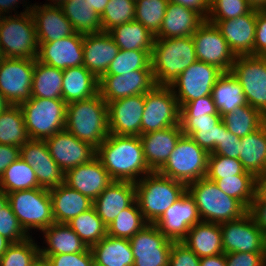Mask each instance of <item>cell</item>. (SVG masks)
<instances>
[{"label":"cell","instance_id":"obj_34","mask_svg":"<svg viewBox=\"0 0 266 266\" xmlns=\"http://www.w3.org/2000/svg\"><path fill=\"white\" fill-rule=\"evenodd\" d=\"M94 266H133L130 241L106 235L91 248Z\"/></svg>","mask_w":266,"mask_h":266},{"label":"cell","instance_id":"obj_63","mask_svg":"<svg viewBox=\"0 0 266 266\" xmlns=\"http://www.w3.org/2000/svg\"><path fill=\"white\" fill-rule=\"evenodd\" d=\"M253 201L266 202V170L255 176V198Z\"/></svg>","mask_w":266,"mask_h":266},{"label":"cell","instance_id":"obj_45","mask_svg":"<svg viewBox=\"0 0 266 266\" xmlns=\"http://www.w3.org/2000/svg\"><path fill=\"white\" fill-rule=\"evenodd\" d=\"M147 224L135 200L107 226V235L129 240Z\"/></svg>","mask_w":266,"mask_h":266},{"label":"cell","instance_id":"obj_29","mask_svg":"<svg viewBox=\"0 0 266 266\" xmlns=\"http://www.w3.org/2000/svg\"><path fill=\"white\" fill-rule=\"evenodd\" d=\"M52 214L55 223L67 224L70 220L93 207V201L65 183L50 189Z\"/></svg>","mask_w":266,"mask_h":266},{"label":"cell","instance_id":"obj_9","mask_svg":"<svg viewBox=\"0 0 266 266\" xmlns=\"http://www.w3.org/2000/svg\"><path fill=\"white\" fill-rule=\"evenodd\" d=\"M7 195L13 213L27 233L31 229L42 231L55 223L49 190L33 188L7 193Z\"/></svg>","mask_w":266,"mask_h":266},{"label":"cell","instance_id":"obj_1","mask_svg":"<svg viewBox=\"0 0 266 266\" xmlns=\"http://www.w3.org/2000/svg\"><path fill=\"white\" fill-rule=\"evenodd\" d=\"M96 157L116 181L135 183L152 172L145 162L140 136L109 133L96 149Z\"/></svg>","mask_w":266,"mask_h":266},{"label":"cell","instance_id":"obj_24","mask_svg":"<svg viewBox=\"0 0 266 266\" xmlns=\"http://www.w3.org/2000/svg\"><path fill=\"white\" fill-rule=\"evenodd\" d=\"M114 180L95 157L65 173V184L94 201Z\"/></svg>","mask_w":266,"mask_h":266},{"label":"cell","instance_id":"obj_47","mask_svg":"<svg viewBox=\"0 0 266 266\" xmlns=\"http://www.w3.org/2000/svg\"><path fill=\"white\" fill-rule=\"evenodd\" d=\"M134 70H152L148 51L120 49L104 75H123Z\"/></svg>","mask_w":266,"mask_h":266},{"label":"cell","instance_id":"obj_14","mask_svg":"<svg viewBox=\"0 0 266 266\" xmlns=\"http://www.w3.org/2000/svg\"><path fill=\"white\" fill-rule=\"evenodd\" d=\"M198 61L217 66L223 72H230L235 54L215 24L205 20L192 35Z\"/></svg>","mask_w":266,"mask_h":266},{"label":"cell","instance_id":"obj_50","mask_svg":"<svg viewBox=\"0 0 266 266\" xmlns=\"http://www.w3.org/2000/svg\"><path fill=\"white\" fill-rule=\"evenodd\" d=\"M135 0H109L100 16L102 31L135 20Z\"/></svg>","mask_w":266,"mask_h":266},{"label":"cell","instance_id":"obj_52","mask_svg":"<svg viewBox=\"0 0 266 266\" xmlns=\"http://www.w3.org/2000/svg\"><path fill=\"white\" fill-rule=\"evenodd\" d=\"M253 8L246 0H211L207 21H223L248 14Z\"/></svg>","mask_w":266,"mask_h":266},{"label":"cell","instance_id":"obj_67","mask_svg":"<svg viewBox=\"0 0 266 266\" xmlns=\"http://www.w3.org/2000/svg\"><path fill=\"white\" fill-rule=\"evenodd\" d=\"M256 10H266V0H246Z\"/></svg>","mask_w":266,"mask_h":266},{"label":"cell","instance_id":"obj_28","mask_svg":"<svg viewBox=\"0 0 266 266\" xmlns=\"http://www.w3.org/2000/svg\"><path fill=\"white\" fill-rule=\"evenodd\" d=\"M135 183L114 180L93 201L97 215L108 226L116 216L135 201Z\"/></svg>","mask_w":266,"mask_h":266},{"label":"cell","instance_id":"obj_32","mask_svg":"<svg viewBox=\"0 0 266 266\" xmlns=\"http://www.w3.org/2000/svg\"><path fill=\"white\" fill-rule=\"evenodd\" d=\"M99 93V79L83 65L63 69L62 100L66 104L89 99Z\"/></svg>","mask_w":266,"mask_h":266},{"label":"cell","instance_id":"obj_22","mask_svg":"<svg viewBox=\"0 0 266 266\" xmlns=\"http://www.w3.org/2000/svg\"><path fill=\"white\" fill-rule=\"evenodd\" d=\"M83 39V34L75 33L52 42H38L37 60L62 70L82 66Z\"/></svg>","mask_w":266,"mask_h":266},{"label":"cell","instance_id":"obj_5","mask_svg":"<svg viewBox=\"0 0 266 266\" xmlns=\"http://www.w3.org/2000/svg\"><path fill=\"white\" fill-rule=\"evenodd\" d=\"M203 222L223 223L242 218L248 209L237 199L222 192L206 177L187 184Z\"/></svg>","mask_w":266,"mask_h":266},{"label":"cell","instance_id":"obj_7","mask_svg":"<svg viewBox=\"0 0 266 266\" xmlns=\"http://www.w3.org/2000/svg\"><path fill=\"white\" fill-rule=\"evenodd\" d=\"M19 106L30 139L45 140L65 129L67 104L64 100L31 97Z\"/></svg>","mask_w":266,"mask_h":266},{"label":"cell","instance_id":"obj_39","mask_svg":"<svg viewBox=\"0 0 266 266\" xmlns=\"http://www.w3.org/2000/svg\"><path fill=\"white\" fill-rule=\"evenodd\" d=\"M63 70L35 59L31 97L62 99Z\"/></svg>","mask_w":266,"mask_h":266},{"label":"cell","instance_id":"obj_30","mask_svg":"<svg viewBox=\"0 0 266 266\" xmlns=\"http://www.w3.org/2000/svg\"><path fill=\"white\" fill-rule=\"evenodd\" d=\"M183 135L191 137L201 148L212 153L220 144L221 116L195 115V117H180Z\"/></svg>","mask_w":266,"mask_h":266},{"label":"cell","instance_id":"obj_20","mask_svg":"<svg viewBox=\"0 0 266 266\" xmlns=\"http://www.w3.org/2000/svg\"><path fill=\"white\" fill-rule=\"evenodd\" d=\"M45 142L51 157L65 173L96 157V148L79 140L66 129L46 138Z\"/></svg>","mask_w":266,"mask_h":266},{"label":"cell","instance_id":"obj_4","mask_svg":"<svg viewBox=\"0 0 266 266\" xmlns=\"http://www.w3.org/2000/svg\"><path fill=\"white\" fill-rule=\"evenodd\" d=\"M186 190L185 183L151 172L135 182V200L144 219L154 224Z\"/></svg>","mask_w":266,"mask_h":266},{"label":"cell","instance_id":"obj_21","mask_svg":"<svg viewBox=\"0 0 266 266\" xmlns=\"http://www.w3.org/2000/svg\"><path fill=\"white\" fill-rule=\"evenodd\" d=\"M144 104L145 94L128 96L109 102V133L140 136Z\"/></svg>","mask_w":266,"mask_h":266},{"label":"cell","instance_id":"obj_48","mask_svg":"<svg viewBox=\"0 0 266 266\" xmlns=\"http://www.w3.org/2000/svg\"><path fill=\"white\" fill-rule=\"evenodd\" d=\"M135 4V20L156 36L162 25L168 0H135Z\"/></svg>","mask_w":266,"mask_h":266},{"label":"cell","instance_id":"obj_19","mask_svg":"<svg viewBox=\"0 0 266 266\" xmlns=\"http://www.w3.org/2000/svg\"><path fill=\"white\" fill-rule=\"evenodd\" d=\"M156 86L152 70H134L123 75H102L99 94L108 104L128 96L145 94Z\"/></svg>","mask_w":266,"mask_h":266},{"label":"cell","instance_id":"obj_66","mask_svg":"<svg viewBox=\"0 0 266 266\" xmlns=\"http://www.w3.org/2000/svg\"><path fill=\"white\" fill-rule=\"evenodd\" d=\"M95 9L96 13L101 16L109 0H85Z\"/></svg>","mask_w":266,"mask_h":266},{"label":"cell","instance_id":"obj_59","mask_svg":"<svg viewBox=\"0 0 266 266\" xmlns=\"http://www.w3.org/2000/svg\"><path fill=\"white\" fill-rule=\"evenodd\" d=\"M266 54V10H257L254 55Z\"/></svg>","mask_w":266,"mask_h":266},{"label":"cell","instance_id":"obj_8","mask_svg":"<svg viewBox=\"0 0 266 266\" xmlns=\"http://www.w3.org/2000/svg\"><path fill=\"white\" fill-rule=\"evenodd\" d=\"M209 153L191 137L182 135L164 166L161 175L186 185L206 177Z\"/></svg>","mask_w":266,"mask_h":266},{"label":"cell","instance_id":"obj_15","mask_svg":"<svg viewBox=\"0 0 266 266\" xmlns=\"http://www.w3.org/2000/svg\"><path fill=\"white\" fill-rule=\"evenodd\" d=\"M224 253L266 252V235L249 213L242 218L220 223Z\"/></svg>","mask_w":266,"mask_h":266},{"label":"cell","instance_id":"obj_64","mask_svg":"<svg viewBox=\"0 0 266 266\" xmlns=\"http://www.w3.org/2000/svg\"><path fill=\"white\" fill-rule=\"evenodd\" d=\"M200 266H226L225 253L200 258Z\"/></svg>","mask_w":266,"mask_h":266},{"label":"cell","instance_id":"obj_42","mask_svg":"<svg viewBox=\"0 0 266 266\" xmlns=\"http://www.w3.org/2000/svg\"><path fill=\"white\" fill-rule=\"evenodd\" d=\"M221 120L228 131L242 138L259 129L266 122V117L247 104L222 115Z\"/></svg>","mask_w":266,"mask_h":266},{"label":"cell","instance_id":"obj_13","mask_svg":"<svg viewBox=\"0 0 266 266\" xmlns=\"http://www.w3.org/2000/svg\"><path fill=\"white\" fill-rule=\"evenodd\" d=\"M35 59L0 57V92L11 105L31 98Z\"/></svg>","mask_w":266,"mask_h":266},{"label":"cell","instance_id":"obj_58","mask_svg":"<svg viewBox=\"0 0 266 266\" xmlns=\"http://www.w3.org/2000/svg\"><path fill=\"white\" fill-rule=\"evenodd\" d=\"M266 252L225 253L226 266H264Z\"/></svg>","mask_w":266,"mask_h":266},{"label":"cell","instance_id":"obj_10","mask_svg":"<svg viewBox=\"0 0 266 266\" xmlns=\"http://www.w3.org/2000/svg\"><path fill=\"white\" fill-rule=\"evenodd\" d=\"M230 72L242 86L247 103L266 117V58L236 56Z\"/></svg>","mask_w":266,"mask_h":266},{"label":"cell","instance_id":"obj_46","mask_svg":"<svg viewBox=\"0 0 266 266\" xmlns=\"http://www.w3.org/2000/svg\"><path fill=\"white\" fill-rule=\"evenodd\" d=\"M209 180L214 181L222 192L239 200L249 209L255 198V176L253 174H240Z\"/></svg>","mask_w":266,"mask_h":266},{"label":"cell","instance_id":"obj_68","mask_svg":"<svg viewBox=\"0 0 266 266\" xmlns=\"http://www.w3.org/2000/svg\"><path fill=\"white\" fill-rule=\"evenodd\" d=\"M12 243L0 234V258Z\"/></svg>","mask_w":266,"mask_h":266},{"label":"cell","instance_id":"obj_71","mask_svg":"<svg viewBox=\"0 0 266 266\" xmlns=\"http://www.w3.org/2000/svg\"><path fill=\"white\" fill-rule=\"evenodd\" d=\"M51 1H52L53 4L51 3ZM51 1L49 2V4L47 3L45 5L60 6L62 4V0H51Z\"/></svg>","mask_w":266,"mask_h":266},{"label":"cell","instance_id":"obj_37","mask_svg":"<svg viewBox=\"0 0 266 266\" xmlns=\"http://www.w3.org/2000/svg\"><path fill=\"white\" fill-rule=\"evenodd\" d=\"M108 33L119 49L146 50L152 54L155 36L136 20L115 26Z\"/></svg>","mask_w":266,"mask_h":266},{"label":"cell","instance_id":"obj_53","mask_svg":"<svg viewBox=\"0 0 266 266\" xmlns=\"http://www.w3.org/2000/svg\"><path fill=\"white\" fill-rule=\"evenodd\" d=\"M0 234L11 243L22 242L30 237V233L20 225L9 203L0 209Z\"/></svg>","mask_w":266,"mask_h":266},{"label":"cell","instance_id":"obj_23","mask_svg":"<svg viewBox=\"0 0 266 266\" xmlns=\"http://www.w3.org/2000/svg\"><path fill=\"white\" fill-rule=\"evenodd\" d=\"M257 10L248 14L223 20L208 21L215 24L235 56L254 55Z\"/></svg>","mask_w":266,"mask_h":266},{"label":"cell","instance_id":"obj_60","mask_svg":"<svg viewBox=\"0 0 266 266\" xmlns=\"http://www.w3.org/2000/svg\"><path fill=\"white\" fill-rule=\"evenodd\" d=\"M18 158H20V147L0 144V177Z\"/></svg>","mask_w":266,"mask_h":266},{"label":"cell","instance_id":"obj_73","mask_svg":"<svg viewBox=\"0 0 266 266\" xmlns=\"http://www.w3.org/2000/svg\"><path fill=\"white\" fill-rule=\"evenodd\" d=\"M264 266H266V256H265V258H264Z\"/></svg>","mask_w":266,"mask_h":266},{"label":"cell","instance_id":"obj_38","mask_svg":"<svg viewBox=\"0 0 266 266\" xmlns=\"http://www.w3.org/2000/svg\"><path fill=\"white\" fill-rule=\"evenodd\" d=\"M211 95L220 116L248 104L242 86L231 72H224L217 79Z\"/></svg>","mask_w":266,"mask_h":266},{"label":"cell","instance_id":"obj_70","mask_svg":"<svg viewBox=\"0 0 266 266\" xmlns=\"http://www.w3.org/2000/svg\"><path fill=\"white\" fill-rule=\"evenodd\" d=\"M8 204V195L6 192L0 189V209Z\"/></svg>","mask_w":266,"mask_h":266},{"label":"cell","instance_id":"obj_33","mask_svg":"<svg viewBox=\"0 0 266 266\" xmlns=\"http://www.w3.org/2000/svg\"><path fill=\"white\" fill-rule=\"evenodd\" d=\"M199 258L224 253L220 224L200 222L190 228L182 241Z\"/></svg>","mask_w":266,"mask_h":266},{"label":"cell","instance_id":"obj_61","mask_svg":"<svg viewBox=\"0 0 266 266\" xmlns=\"http://www.w3.org/2000/svg\"><path fill=\"white\" fill-rule=\"evenodd\" d=\"M211 0H168L170 3L182 5L198 13L204 20H207L210 14Z\"/></svg>","mask_w":266,"mask_h":266},{"label":"cell","instance_id":"obj_56","mask_svg":"<svg viewBox=\"0 0 266 266\" xmlns=\"http://www.w3.org/2000/svg\"><path fill=\"white\" fill-rule=\"evenodd\" d=\"M240 145L241 137L228 131L221 120L220 144L214 148L211 154L238 159Z\"/></svg>","mask_w":266,"mask_h":266},{"label":"cell","instance_id":"obj_40","mask_svg":"<svg viewBox=\"0 0 266 266\" xmlns=\"http://www.w3.org/2000/svg\"><path fill=\"white\" fill-rule=\"evenodd\" d=\"M60 6L64 16L72 23L76 33L85 35L102 32L100 16L88 1H63Z\"/></svg>","mask_w":266,"mask_h":266},{"label":"cell","instance_id":"obj_26","mask_svg":"<svg viewBox=\"0 0 266 266\" xmlns=\"http://www.w3.org/2000/svg\"><path fill=\"white\" fill-rule=\"evenodd\" d=\"M119 50L108 32L85 34L83 39V66L99 79L106 73Z\"/></svg>","mask_w":266,"mask_h":266},{"label":"cell","instance_id":"obj_18","mask_svg":"<svg viewBox=\"0 0 266 266\" xmlns=\"http://www.w3.org/2000/svg\"><path fill=\"white\" fill-rule=\"evenodd\" d=\"M20 158L34 169L40 188L50 190L65 183V172L51 157L45 140L29 139L20 147Z\"/></svg>","mask_w":266,"mask_h":266},{"label":"cell","instance_id":"obj_12","mask_svg":"<svg viewBox=\"0 0 266 266\" xmlns=\"http://www.w3.org/2000/svg\"><path fill=\"white\" fill-rule=\"evenodd\" d=\"M223 73L217 66L197 60L179 74L169 87L181 108L187 102L211 95L217 79Z\"/></svg>","mask_w":266,"mask_h":266},{"label":"cell","instance_id":"obj_31","mask_svg":"<svg viewBox=\"0 0 266 266\" xmlns=\"http://www.w3.org/2000/svg\"><path fill=\"white\" fill-rule=\"evenodd\" d=\"M204 21L195 11L169 2L155 39L192 36Z\"/></svg>","mask_w":266,"mask_h":266},{"label":"cell","instance_id":"obj_44","mask_svg":"<svg viewBox=\"0 0 266 266\" xmlns=\"http://www.w3.org/2000/svg\"><path fill=\"white\" fill-rule=\"evenodd\" d=\"M67 224L78 234L88 248L97 244L107 235V226L97 215L94 207L80 213Z\"/></svg>","mask_w":266,"mask_h":266},{"label":"cell","instance_id":"obj_3","mask_svg":"<svg viewBox=\"0 0 266 266\" xmlns=\"http://www.w3.org/2000/svg\"><path fill=\"white\" fill-rule=\"evenodd\" d=\"M196 61L192 36L155 39L151 67L156 86H169Z\"/></svg>","mask_w":266,"mask_h":266},{"label":"cell","instance_id":"obj_57","mask_svg":"<svg viewBox=\"0 0 266 266\" xmlns=\"http://www.w3.org/2000/svg\"><path fill=\"white\" fill-rule=\"evenodd\" d=\"M169 266H200V258L183 242H173Z\"/></svg>","mask_w":266,"mask_h":266},{"label":"cell","instance_id":"obj_36","mask_svg":"<svg viewBox=\"0 0 266 266\" xmlns=\"http://www.w3.org/2000/svg\"><path fill=\"white\" fill-rule=\"evenodd\" d=\"M238 159L243 168L254 176L266 170V122L241 138Z\"/></svg>","mask_w":266,"mask_h":266},{"label":"cell","instance_id":"obj_65","mask_svg":"<svg viewBox=\"0 0 266 266\" xmlns=\"http://www.w3.org/2000/svg\"><path fill=\"white\" fill-rule=\"evenodd\" d=\"M17 4H19V0H0V17L5 16L7 13L9 15L11 9L16 12L15 7L18 6Z\"/></svg>","mask_w":266,"mask_h":266},{"label":"cell","instance_id":"obj_51","mask_svg":"<svg viewBox=\"0 0 266 266\" xmlns=\"http://www.w3.org/2000/svg\"><path fill=\"white\" fill-rule=\"evenodd\" d=\"M240 174H252L246 171L239 159L209 153L206 178L223 179Z\"/></svg>","mask_w":266,"mask_h":266},{"label":"cell","instance_id":"obj_27","mask_svg":"<svg viewBox=\"0 0 266 266\" xmlns=\"http://www.w3.org/2000/svg\"><path fill=\"white\" fill-rule=\"evenodd\" d=\"M30 12L38 42H52L76 33L61 6L34 4Z\"/></svg>","mask_w":266,"mask_h":266},{"label":"cell","instance_id":"obj_25","mask_svg":"<svg viewBox=\"0 0 266 266\" xmlns=\"http://www.w3.org/2000/svg\"><path fill=\"white\" fill-rule=\"evenodd\" d=\"M182 135L180 124L140 135L144 159L152 172H158L164 166Z\"/></svg>","mask_w":266,"mask_h":266},{"label":"cell","instance_id":"obj_72","mask_svg":"<svg viewBox=\"0 0 266 266\" xmlns=\"http://www.w3.org/2000/svg\"><path fill=\"white\" fill-rule=\"evenodd\" d=\"M33 266H47L43 259H40L35 265Z\"/></svg>","mask_w":266,"mask_h":266},{"label":"cell","instance_id":"obj_54","mask_svg":"<svg viewBox=\"0 0 266 266\" xmlns=\"http://www.w3.org/2000/svg\"><path fill=\"white\" fill-rule=\"evenodd\" d=\"M47 266H94V258L90 248L84 252L40 255Z\"/></svg>","mask_w":266,"mask_h":266},{"label":"cell","instance_id":"obj_49","mask_svg":"<svg viewBox=\"0 0 266 266\" xmlns=\"http://www.w3.org/2000/svg\"><path fill=\"white\" fill-rule=\"evenodd\" d=\"M39 248L31 236L12 243L0 258V266H33L40 260Z\"/></svg>","mask_w":266,"mask_h":266},{"label":"cell","instance_id":"obj_41","mask_svg":"<svg viewBox=\"0 0 266 266\" xmlns=\"http://www.w3.org/2000/svg\"><path fill=\"white\" fill-rule=\"evenodd\" d=\"M29 139L19 105H11L0 113V144L21 147Z\"/></svg>","mask_w":266,"mask_h":266},{"label":"cell","instance_id":"obj_17","mask_svg":"<svg viewBox=\"0 0 266 266\" xmlns=\"http://www.w3.org/2000/svg\"><path fill=\"white\" fill-rule=\"evenodd\" d=\"M129 241L134 258L133 266H169L173 241L168 240L154 224L148 223Z\"/></svg>","mask_w":266,"mask_h":266},{"label":"cell","instance_id":"obj_69","mask_svg":"<svg viewBox=\"0 0 266 266\" xmlns=\"http://www.w3.org/2000/svg\"><path fill=\"white\" fill-rule=\"evenodd\" d=\"M10 102L4 97V95L0 92V113L10 107Z\"/></svg>","mask_w":266,"mask_h":266},{"label":"cell","instance_id":"obj_62","mask_svg":"<svg viewBox=\"0 0 266 266\" xmlns=\"http://www.w3.org/2000/svg\"><path fill=\"white\" fill-rule=\"evenodd\" d=\"M248 213L266 235V202L252 201Z\"/></svg>","mask_w":266,"mask_h":266},{"label":"cell","instance_id":"obj_2","mask_svg":"<svg viewBox=\"0 0 266 266\" xmlns=\"http://www.w3.org/2000/svg\"><path fill=\"white\" fill-rule=\"evenodd\" d=\"M65 129L97 149L109 135L108 104L99 93L67 104Z\"/></svg>","mask_w":266,"mask_h":266},{"label":"cell","instance_id":"obj_55","mask_svg":"<svg viewBox=\"0 0 266 266\" xmlns=\"http://www.w3.org/2000/svg\"><path fill=\"white\" fill-rule=\"evenodd\" d=\"M195 115H220L212 95L187 102L180 108V117H195Z\"/></svg>","mask_w":266,"mask_h":266},{"label":"cell","instance_id":"obj_11","mask_svg":"<svg viewBox=\"0 0 266 266\" xmlns=\"http://www.w3.org/2000/svg\"><path fill=\"white\" fill-rule=\"evenodd\" d=\"M180 124V107L169 86H155L145 93L141 135Z\"/></svg>","mask_w":266,"mask_h":266},{"label":"cell","instance_id":"obj_16","mask_svg":"<svg viewBox=\"0 0 266 266\" xmlns=\"http://www.w3.org/2000/svg\"><path fill=\"white\" fill-rule=\"evenodd\" d=\"M202 222L194 198L186 190L172 206L158 218L154 225L173 242H182L190 228Z\"/></svg>","mask_w":266,"mask_h":266},{"label":"cell","instance_id":"obj_35","mask_svg":"<svg viewBox=\"0 0 266 266\" xmlns=\"http://www.w3.org/2000/svg\"><path fill=\"white\" fill-rule=\"evenodd\" d=\"M41 232L44 234L48 247H40V255L79 253L88 249L87 245L68 224L54 223Z\"/></svg>","mask_w":266,"mask_h":266},{"label":"cell","instance_id":"obj_43","mask_svg":"<svg viewBox=\"0 0 266 266\" xmlns=\"http://www.w3.org/2000/svg\"><path fill=\"white\" fill-rule=\"evenodd\" d=\"M40 188L34 169L23 159L18 158L0 177V189L6 193Z\"/></svg>","mask_w":266,"mask_h":266},{"label":"cell","instance_id":"obj_6","mask_svg":"<svg viewBox=\"0 0 266 266\" xmlns=\"http://www.w3.org/2000/svg\"><path fill=\"white\" fill-rule=\"evenodd\" d=\"M32 8L27 5L20 14L0 17V57L37 59L39 43Z\"/></svg>","mask_w":266,"mask_h":266}]
</instances>
